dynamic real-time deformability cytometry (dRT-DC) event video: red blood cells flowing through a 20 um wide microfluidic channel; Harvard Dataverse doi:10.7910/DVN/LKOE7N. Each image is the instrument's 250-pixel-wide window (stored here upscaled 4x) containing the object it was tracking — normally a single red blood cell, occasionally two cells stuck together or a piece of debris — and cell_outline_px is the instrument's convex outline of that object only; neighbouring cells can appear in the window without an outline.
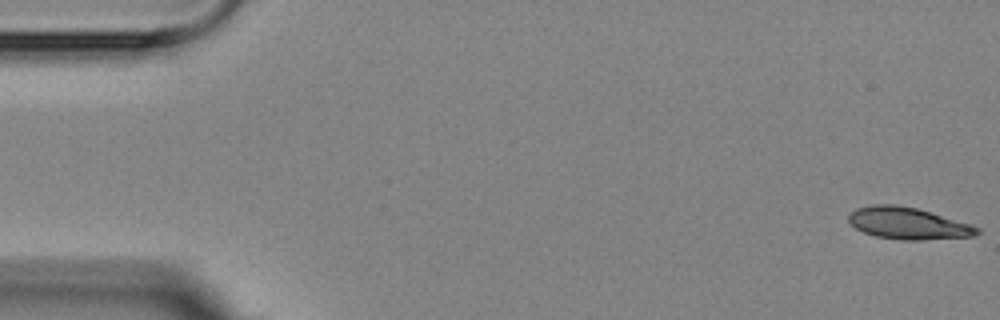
{"species": "Egyptian fruit bat (a non-hibernating species)", "species_latin": "Rousettus aegyptiacus", "temperature_condition": "room temperature", "stored_images_in_passage": 3, "camera_frame_rate_fps": 3000, "um_per_image_px": 0.085, "animal": {"sex": "female"}, "frame": {"image": 1, "passage_image": 1, "time_ms": 0.0, "image_size_px": [1000, 320], "cell_outline_px": [[980, 232], [976, 236], [920, 240], [904, 240], [876, 236], [864, 232], [856, 228], [848, 220], [848, 216], [856, 208], [872, 204], [896, 204], [916, 208], [972, 224], [980, 228]], "centroid_in_image_um": [77.21, 18.98], "position_along_channel_um": 7.8, "area_um2": 23.81}}